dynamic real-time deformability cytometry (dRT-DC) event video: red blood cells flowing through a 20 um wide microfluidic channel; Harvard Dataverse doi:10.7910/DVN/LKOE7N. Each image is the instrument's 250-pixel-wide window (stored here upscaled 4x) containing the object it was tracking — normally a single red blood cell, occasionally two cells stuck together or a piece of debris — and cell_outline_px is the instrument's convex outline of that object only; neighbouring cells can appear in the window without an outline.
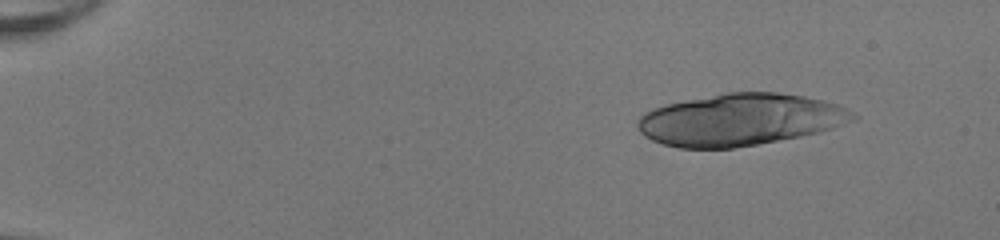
{"species": "human", "species_latin": "Homo sapiens", "temperature_condition": "room temperature", "stored_images_in_passage": 16, "camera_frame_rate_fps": 3000, "um_per_image_px": 0.085, "donor": {"sex": "female"}, "frame": {"image": 1, "passage_image": 1, "time_ms": 0.0, "image_size_px": [1000, 240], "cell_outline_px": [[860, 116], [856, 120], [820, 132], [800, 136], [756, 144], [732, 148], [680, 148], [664, 144], [652, 140], [644, 136], [640, 132], [636, 124], [636, 120], [644, 112], [652, 108], [668, 104], [728, 92], [776, 92], [804, 96], [824, 100], [836, 104]], "centroid_in_image_um": [62.91, 10.17], "position_along_channel_um": 22.1, "area_um2": 64.91}}